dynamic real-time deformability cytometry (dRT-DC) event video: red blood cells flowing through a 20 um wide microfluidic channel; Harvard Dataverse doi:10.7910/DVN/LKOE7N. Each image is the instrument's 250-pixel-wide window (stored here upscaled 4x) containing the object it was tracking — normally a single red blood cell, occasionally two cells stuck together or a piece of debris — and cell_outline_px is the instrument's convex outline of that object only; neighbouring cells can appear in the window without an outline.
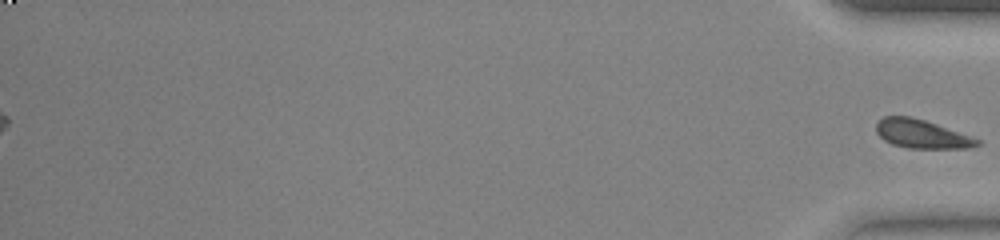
{"species": "common noctule bat (a hibernating species)", "species_latin": "Nyctalus noctula", "temperature_condition": "warm", "stored_images_in_passage": 50, "segment_of_instrument_passage": [2, 2], "camera_frame_rate_fps": 3000, "um_per_image_px": 0.085, "animal": {"sex": "female", "body_mass_g": 23.0, "forearm_length_mm": 53.4}, "frame": {"image": 1, "passage_image": 50, "time_ms": 16.333, "image_size_px": [1000, 240], "cell_outline_px": [[980, 144], [972, 148], [908, 148], [892, 144], [884, 140], [876, 132], [876, 124], [884, 116], [912, 116], [972, 136], [980, 140]], "centroid_in_image_um": [78.35, 11.39], "position_along_channel_um": 356.8, "area_um2": 16.82}}